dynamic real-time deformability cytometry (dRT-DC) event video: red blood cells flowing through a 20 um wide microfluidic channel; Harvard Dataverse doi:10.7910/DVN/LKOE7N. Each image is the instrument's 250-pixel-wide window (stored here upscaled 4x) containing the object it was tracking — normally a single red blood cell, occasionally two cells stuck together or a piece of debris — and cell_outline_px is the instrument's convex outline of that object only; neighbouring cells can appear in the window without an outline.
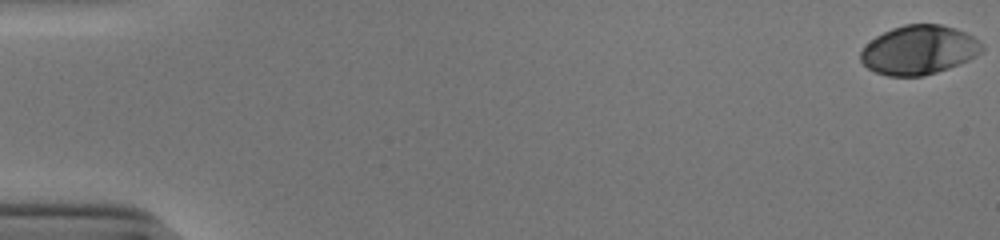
{"species": "human", "species_latin": "Homo sapiens", "temperature_condition": "cold", "stored_images_in_passage": 47, "camera_frame_rate_fps": 3000, "um_per_image_px": 0.085, "donor": {"sex": "male"}, "frame": {"image": 1, "passage_image": 1, "time_ms": 0.0, "image_size_px": [1000, 240], "cell_outline_px": [[984, 48], [976, 56], [968, 60], [948, 68], [924, 76], [888, 76], [876, 72], [868, 68], [860, 60], [860, 52], [876, 36], [892, 28], [904, 24], [940, 24], [956, 28], [972, 36], [984, 44]], "centroid_in_image_um": [78.12, 4.24], "position_along_channel_um": 6.9, "area_um2": 34.56}}
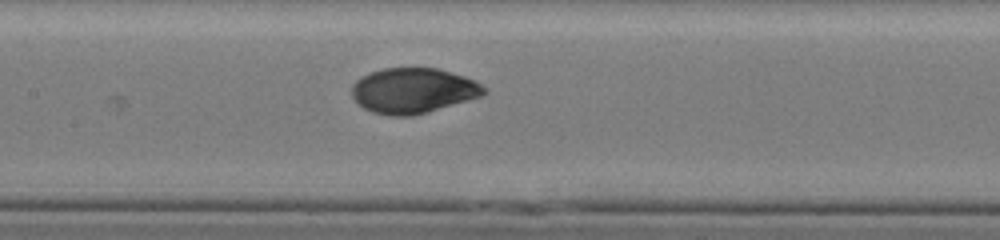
{"frame": {"image": 2, "passage_image": 27, "time_ms": 8.667, "image_size_px": [1000, 240], "cell_outline_px": [[488, 92], [480, 96], [428, 112], [412, 116], [392, 116], [372, 112], [364, 108], [352, 96], [352, 84], [360, 76], [384, 68], [436, 68], [464, 76], [476, 80], [488, 88]], "centroid_in_image_um": [35.13, 7.7], "position_along_channel_um": 172.3, "area_um2": 34.85}}
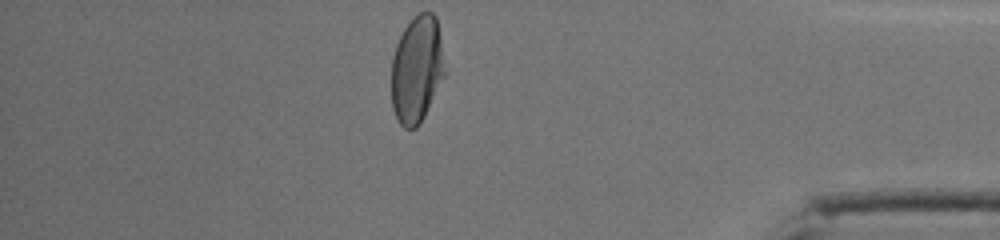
{"frame": {"image": 3, "passage_image": 47, "time_ms": 15.333, "image_size_px": [1000, 240], "cell_outline_px": [[444, 76], [424, 116], [416, 128], [404, 128], [396, 120], [392, 108], [392, 56], [396, 44], [404, 28], [420, 12], [432, 12], [436, 16], [440, 40], [444, 72]], "centroid_in_image_um": [35.4, 5.92], "position_along_channel_um": 399.8, "area_um2": 32.77}, "authors_computed_cell_mechanics": {"area_um2": 34.8534, "velocity_mm_per_s": 3.8938, "shape_relaxation_time_tau1_ms": 3.7844, "shape_relaxation_time_tau2_ms": 1.0847, "deformation_change_tau1": 0.1715, "deformation_change_tau2": 0.0377}}